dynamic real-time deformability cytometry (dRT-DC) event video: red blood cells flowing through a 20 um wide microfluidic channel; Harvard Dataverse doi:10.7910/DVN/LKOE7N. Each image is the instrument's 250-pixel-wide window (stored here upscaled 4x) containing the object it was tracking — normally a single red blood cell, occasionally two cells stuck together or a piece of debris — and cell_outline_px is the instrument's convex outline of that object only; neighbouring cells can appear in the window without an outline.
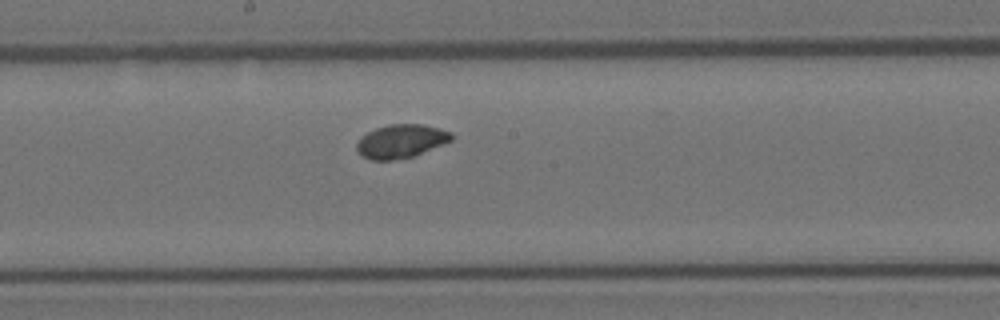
{"species": "Egyptian fruit bat (a non-hibernating species)", "species_latin": "Rousettus aegyptiacus", "temperature_condition": "room temperature", "stored_images_in_passage": 7, "camera_frame_rate_fps": 3000, "um_per_image_px": 0.085, "animal": {"sex": "female"}, "frame": {"image": 1, "passage_image": 7, "time_ms": 2.0, "image_size_px": [1000, 320], "cell_outline_px": [[452, 140], [412, 156], [392, 160], [372, 160], [360, 156], [356, 148], [356, 144], [368, 132], [376, 128], [388, 124], [424, 124], [440, 128], [452, 132]], "centroid_in_image_um": [34.08, 11.99], "position_along_channel_um": 214.1, "area_um2": 18.32}}